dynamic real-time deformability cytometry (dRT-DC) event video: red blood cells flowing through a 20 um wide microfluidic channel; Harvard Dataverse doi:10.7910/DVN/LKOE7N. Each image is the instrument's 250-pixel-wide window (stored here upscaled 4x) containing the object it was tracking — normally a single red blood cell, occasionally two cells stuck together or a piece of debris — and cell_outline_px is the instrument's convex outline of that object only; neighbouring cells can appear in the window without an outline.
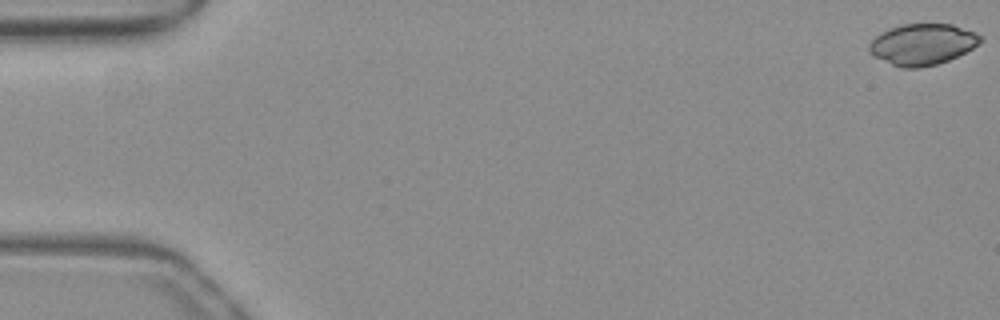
{"species": "common noctule bat (a hibernating species)", "species_latin": "Nyctalus noctula", "temperature_condition": "warm", "stored_images_in_passage": 9, "camera_frame_rate_fps": 3000, "um_per_image_px": 0.085, "animal": {"sex": "female", "body_mass_g": 19.3, "forearm_length_mm": 54.1}, "frame": {"image": 1, "passage_image": 1, "time_ms": 0.0, "image_size_px": [1000, 320], "cell_outline_px": [[984, 40], [980, 44], [948, 60], [936, 64], [920, 68], [904, 68], [892, 64], [872, 56], [868, 52], [868, 44], [880, 32], [888, 28], [900, 24], [952, 24], [976, 32], [984, 36]], "centroid_in_image_um": [78.4, 3.75], "position_along_channel_um": 6.6, "area_um2": 26.93}}